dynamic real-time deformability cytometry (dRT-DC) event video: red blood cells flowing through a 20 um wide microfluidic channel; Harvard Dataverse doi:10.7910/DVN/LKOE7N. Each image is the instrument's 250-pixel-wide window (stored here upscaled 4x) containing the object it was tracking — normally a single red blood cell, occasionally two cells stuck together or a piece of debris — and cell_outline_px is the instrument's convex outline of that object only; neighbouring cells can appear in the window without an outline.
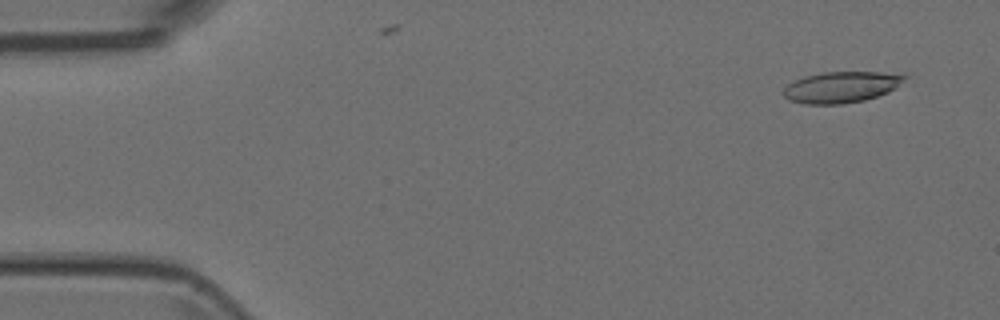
{"species": "Egyptian fruit bat (a non-hibernating species)", "species_latin": "Rousettus aegyptiacus", "temperature_condition": "room temperature", "stored_images_in_passage": 7, "camera_frame_rate_fps": 3000, "um_per_image_px": 0.085, "animal": {"sex": "female"}, "frame": {"image": 1, "passage_image": 4, "time_ms": 1.0, "image_size_px": [1000, 320], "cell_outline_px": [[908, 76], [896, 88], [888, 92], [864, 100], [844, 104], [804, 104], [788, 100], [780, 92], [788, 84], [804, 76], [824, 72], [880, 72]], "centroid_in_image_um": [71.46, 7.41], "position_along_channel_um": 13.5, "area_um2": 21.96}}